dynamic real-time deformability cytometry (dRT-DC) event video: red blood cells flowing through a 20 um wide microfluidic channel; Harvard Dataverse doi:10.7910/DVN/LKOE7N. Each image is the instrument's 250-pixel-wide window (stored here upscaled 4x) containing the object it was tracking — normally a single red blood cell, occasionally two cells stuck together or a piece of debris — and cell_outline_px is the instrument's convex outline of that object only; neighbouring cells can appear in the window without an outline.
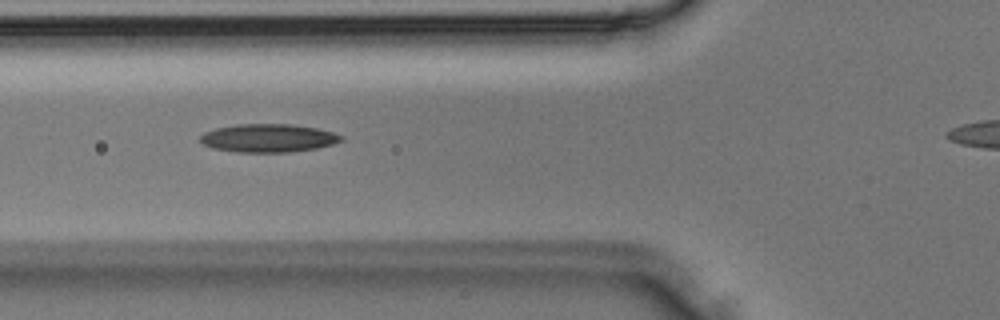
{"species": "Egyptian fruit bat (a non-hibernating species)", "species_latin": "Rousettus aegyptiacus", "temperature_condition": "room temperature", "stored_images_in_passage": 27, "camera_frame_rate_fps": 3000, "um_per_image_px": 0.085, "animal": {"sex": "male"}, "frame": {"image": 1, "passage_image": 8, "time_ms": 2.333, "image_size_px": [1000, 320], "cell_outline_px": [[344, 140], [332, 144], [316, 148], [288, 152], [236, 152], [212, 148], [200, 144], [200, 136], [204, 132], [216, 128], [236, 124], [292, 124], [316, 128], [332, 132], [344, 136]], "centroid_in_image_um": [22.77, 11.73], "position_along_channel_um": 103.0, "area_um2": 23.29}}
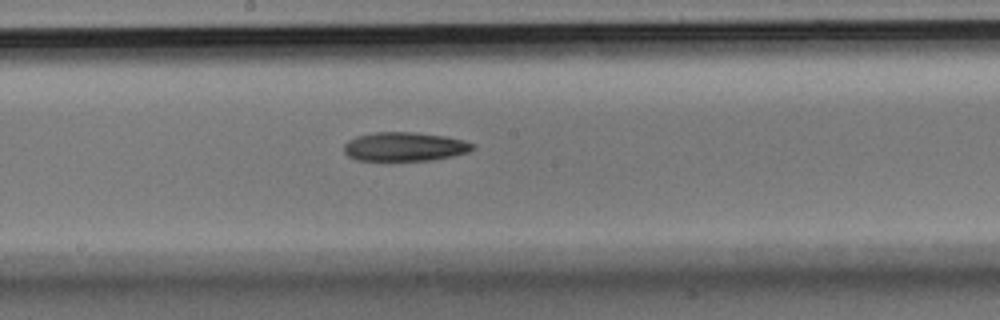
{"frame": {"image": 2, "passage_image": 14, "time_ms": 4.333, "image_size_px": [1000, 320], "cell_outline_px": [[476, 148], [468, 152], [452, 156], [432, 160], [356, 160], [348, 156], [344, 152], [344, 144], [348, 140], [356, 136], [372, 132], [416, 132], [444, 136], [464, 140], [476, 144]], "centroid_in_image_um": [34.4, 12.46], "position_along_channel_um": 213.8, "area_um2": 21.85}}
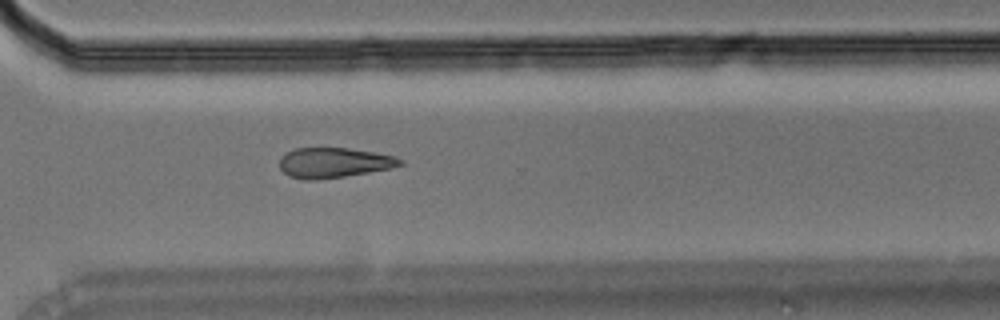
{"frame": {"image": 3, "passage_image": 21, "time_ms": 6.667, "image_size_px": [1000, 320], "cell_outline_px": [[404, 164], [392, 168], [344, 176], [316, 180], [304, 180], [288, 176], [280, 168], [280, 156], [296, 148], [348, 148], [396, 156], [404, 160]], "centroid_in_image_um": [28.39, 13.83], "position_along_channel_um": 342.2, "area_um2": 21.15}}